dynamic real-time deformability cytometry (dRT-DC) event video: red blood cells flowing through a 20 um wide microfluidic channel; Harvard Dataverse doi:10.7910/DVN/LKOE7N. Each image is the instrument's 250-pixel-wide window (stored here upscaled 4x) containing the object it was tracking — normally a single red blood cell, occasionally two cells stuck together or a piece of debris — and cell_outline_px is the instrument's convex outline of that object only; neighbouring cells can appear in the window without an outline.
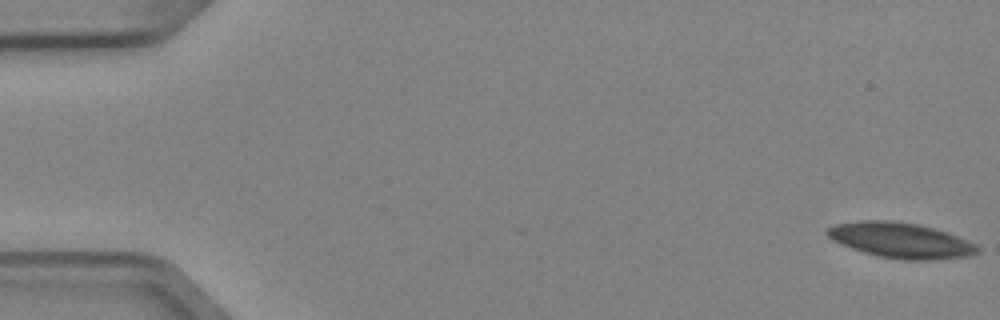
{"species": "Egyptian fruit bat (a non-hibernating species)", "species_latin": "Rousettus aegyptiacus", "temperature_condition": "cold", "stored_images_in_passage": 5, "camera_frame_rate_fps": 3000, "um_per_image_px": 0.085, "animal": {"sex": "female"}, "frame": {"image": 1, "passage_image": 1, "time_ms": 0.0, "image_size_px": [1000, 320], "cell_outline_px": [[980, 248], [976, 252], [968, 256], [936, 260], [904, 260], [880, 256], [864, 252], [852, 248], [832, 240], [824, 232], [828, 228], [836, 224], [860, 220], [892, 220], [920, 224], [948, 232], [968, 240], [976, 244]], "centroid_in_image_um": [76.58, 20.41], "position_along_channel_um": 8.4, "area_um2": 31.04}}